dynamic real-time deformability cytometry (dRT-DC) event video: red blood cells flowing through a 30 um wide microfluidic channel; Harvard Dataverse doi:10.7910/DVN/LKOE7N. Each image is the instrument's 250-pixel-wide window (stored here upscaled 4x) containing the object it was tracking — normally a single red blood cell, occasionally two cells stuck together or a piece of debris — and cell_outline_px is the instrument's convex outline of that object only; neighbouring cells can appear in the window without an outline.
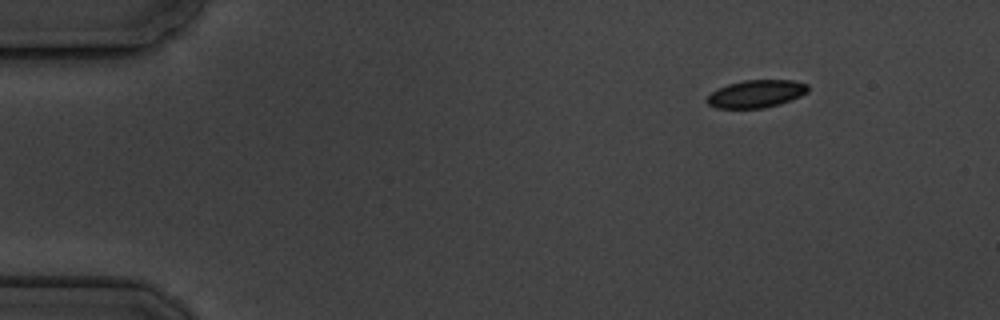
{"species": "common noctule bat (a hibernating species)", "species_latin": "Nyctalus noctula", "temperature_condition": "cold", "stored_images_in_passage": 3, "camera_frame_rate_fps": 3000, "um_per_image_px": 0.085, "animal": {"sex": "male", "body_mass_g": 19.5, "forearm_length_mm": 54.6}, "frame": {"image": 1, "passage_image": 1, "time_ms": 0.0, "image_size_px": [1000, 320], "cell_outline_px": [[808, 92], [792, 100], [780, 104], [764, 108], [716, 108], [708, 104], [704, 100], [716, 88], [728, 84], [744, 80], [796, 80], [808, 84]], "centroid_in_image_um": [64.28, 7.97], "position_along_channel_um": 20.7, "area_um2": 16.47}}